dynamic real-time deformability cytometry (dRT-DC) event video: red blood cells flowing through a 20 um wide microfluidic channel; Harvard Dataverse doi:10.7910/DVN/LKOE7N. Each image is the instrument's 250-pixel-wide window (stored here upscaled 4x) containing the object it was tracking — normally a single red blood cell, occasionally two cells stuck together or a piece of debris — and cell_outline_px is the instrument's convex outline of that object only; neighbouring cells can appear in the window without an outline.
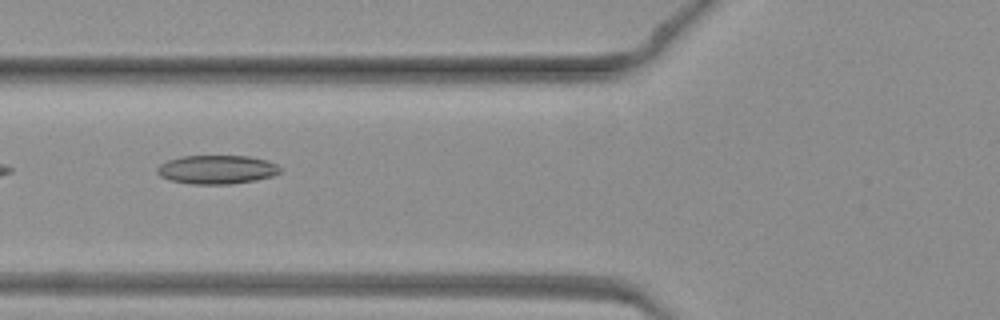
{"species": "common noctule bat (a hibernating species)", "species_latin": "Nyctalus noctula", "temperature_condition": "warm", "stored_images_in_passage": 13, "camera_frame_rate_fps": 3000, "um_per_image_px": 0.085, "animal": {"sex": "female", "body_mass_g": 19.3, "forearm_length_mm": 54.1}, "frame": {"image": 1, "passage_image": 4, "time_ms": 1.0, "image_size_px": [1000, 320], "cell_outline_px": [[280, 172], [272, 176], [256, 180], [232, 184], [192, 184], [168, 180], [160, 176], [156, 172], [156, 168], [160, 164], [168, 160], [180, 156], [248, 156], [268, 160], [276, 164], [280, 168]], "centroid_in_image_um": [18.41, 14.41], "position_along_channel_um": 107.4, "area_um2": 20.75}}